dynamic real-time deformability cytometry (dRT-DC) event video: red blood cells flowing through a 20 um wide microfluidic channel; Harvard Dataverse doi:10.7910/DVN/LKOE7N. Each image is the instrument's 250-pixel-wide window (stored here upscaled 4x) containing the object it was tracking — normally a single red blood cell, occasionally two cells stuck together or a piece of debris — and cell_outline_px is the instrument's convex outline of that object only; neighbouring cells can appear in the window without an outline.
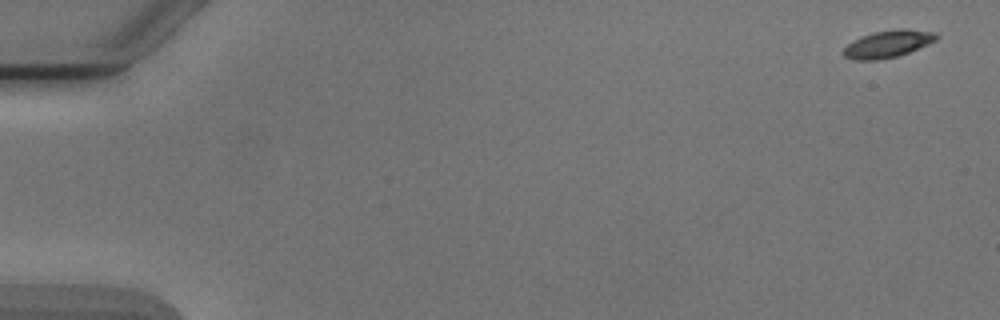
{"species": "Egyptian fruit bat (a non-hibernating species)", "species_latin": "Rousettus aegyptiacus", "temperature_condition": "cold", "stored_images_in_passage": 5, "camera_frame_rate_fps": 3000, "um_per_image_px": 0.085, "animal": {"sex": "male"}, "frame": {"image": 1, "passage_image": 1, "time_ms": 0.0, "image_size_px": [1000, 320], "cell_outline_px": [[940, 36], [936, 40], [928, 44], [908, 52], [896, 56], [880, 60], [852, 60], [844, 56], [840, 52], [848, 44], [860, 36], [872, 32], [900, 28], [908, 28], [936, 32]], "centroid_in_image_um": [75.46, 3.72], "position_along_channel_um": 9.5, "area_um2": 14.97}}
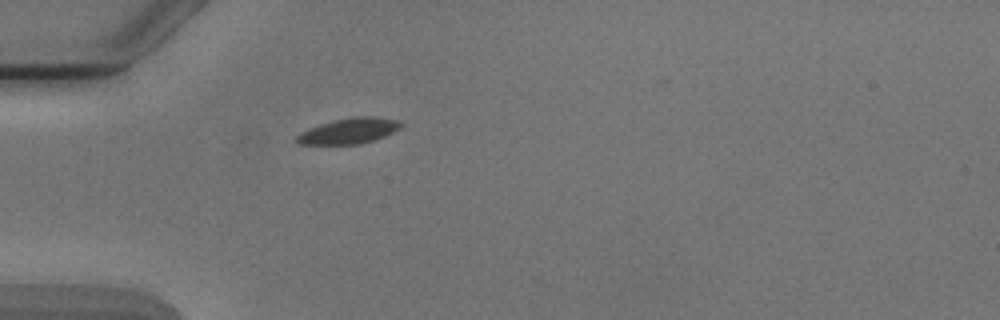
{"frame": {"image": 2, "passage_image": 5, "time_ms": 5.0, "image_size_px": [1000, 320], "cell_outline_px": [[404, 124], [400, 128], [384, 136], [360, 144], [300, 144], [296, 140], [296, 136], [312, 128], [336, 120], [356, 116], [372, 116], [396, 120]], "centroid_in_image_um": [29.72, 11.13], "position_along_channel_um": 55.3, "area_um2": 14.97}}